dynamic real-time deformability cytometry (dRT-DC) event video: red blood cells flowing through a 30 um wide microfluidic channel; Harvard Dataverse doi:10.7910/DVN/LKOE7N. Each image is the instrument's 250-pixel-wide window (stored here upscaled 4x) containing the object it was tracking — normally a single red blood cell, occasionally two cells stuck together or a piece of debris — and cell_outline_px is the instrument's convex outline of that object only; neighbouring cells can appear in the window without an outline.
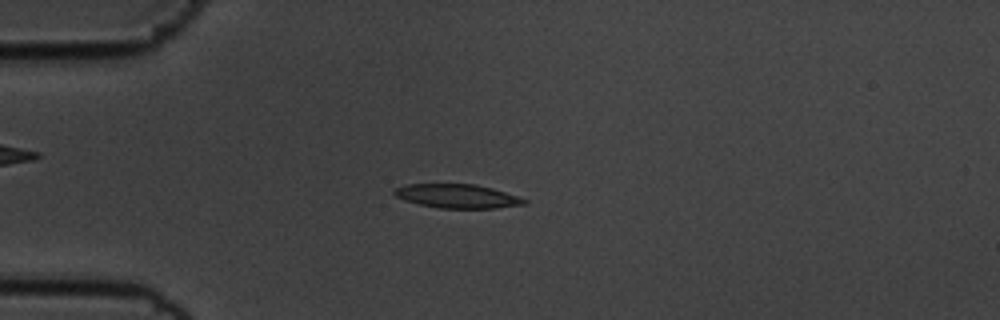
{"species": "common noctule bat (a hibernating species)", "species_latin": "Nyctalus noctula", "temperature_condition": "cold", "stored_images_in_passage": 55, "camera_frame_rate_fps": 3000, "um_per_image_px": 0.085, "animal": {"sex": "male", "body_mass_g": 19.5, "forearm_length_mm": 54.6}, "frame": {"image": 1, "passage_image": 14, "time_ms": 4.333, "image_size_px": [1000, 320], "cell_outline_px": [[528, 204], [496, 208], [440, 208], [420, 204], [404, 200], [396, 196], [392, 192], [396, 188], [408, 184], [476, 184], [492, 188], [528, 200]], "centroid_in_image_um": [38.89, 16.67], "position_along_channel_um": 46.1, "area_um2": 17.98}}
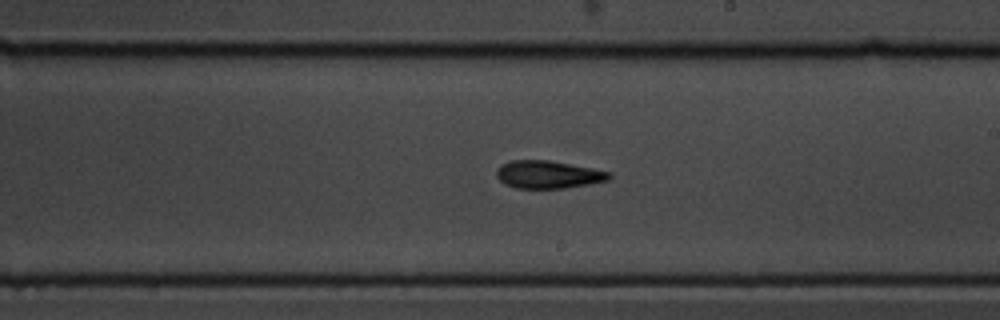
{"frame": {"image": 2, "passage_image": 32, "time_ms": 10.333, "image_size_px": [1000, 320], "cell_outline_px": [[612, 176], [608, 180], [588, 184], [564, 188], [516, 188], [504, 184], [496, 176], [496, 168], [500, 164], [512, 160], [548, 160], [592, 168], [612, 172]], "centroid_in_image_um": [46.57, 14.83], "position_along_channel_um": 242.4, "area_um2": 18.26}}
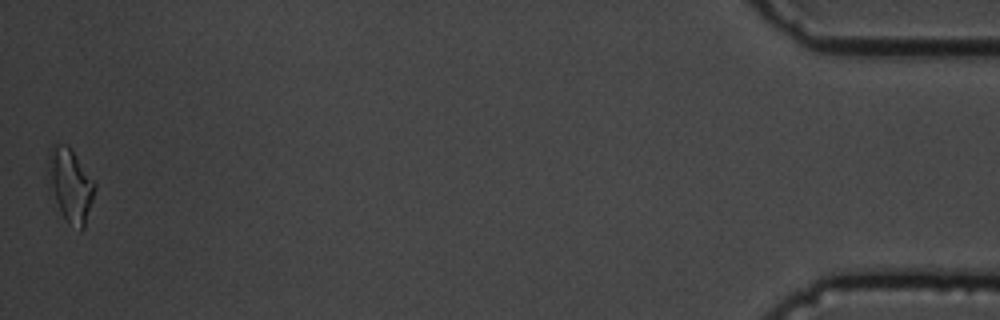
{"frame": {"image": 3, "passage_image": 55, "time_ms": 18.0, "image_size_px": [1000, 320], "cell_outline_px": [[96, 188], [84, 228], [80, 232], [68, 224], [56, 200], [52, 188], [48, 156], [48, 152], [52, 144], [68, 144], [96, 184]], "centroid_in_image_um": [6.03, 15.73], "position_along_channel_um": 429.2, "area_um2": 19.31}, "authors_computed_cell_mechanics": {"area_um2": 18.0336, "velocity_mm_per_s": 3.5977, "shape_relaxation_time_tau1_ms": 6.4592, "shape_relaxation_time_tau2_ms": 11.3734, "deformation_change_tau1": 0.1803, "deformation_change_tau2": 0.2332}}